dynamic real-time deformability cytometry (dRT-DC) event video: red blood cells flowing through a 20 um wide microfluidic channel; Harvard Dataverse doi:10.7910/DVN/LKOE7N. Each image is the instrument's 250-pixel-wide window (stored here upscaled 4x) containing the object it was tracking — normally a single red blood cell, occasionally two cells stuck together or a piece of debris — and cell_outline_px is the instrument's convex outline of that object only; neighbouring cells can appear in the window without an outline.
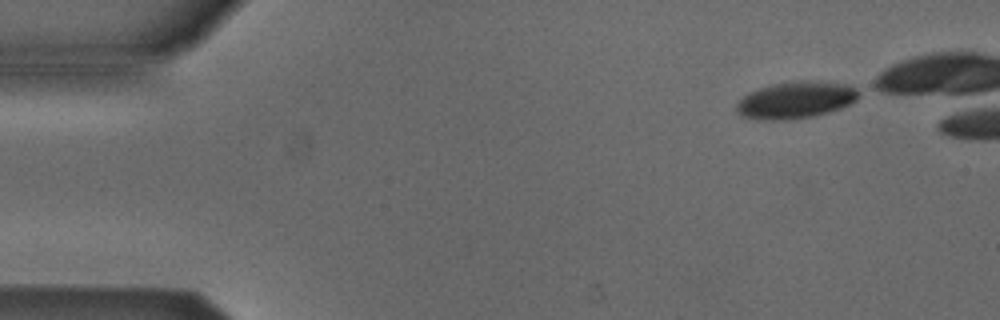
{"species": "Egyptian fruit bat (a non-hibernating species)", "species_latin": "Rousettus aegyptiacus", "temperature_condition": "cold", "stored_images_in_passage": 7, "camera_frame_rate_fps": 3000, "um_per_image_px": 0.085, "animal": {"sex": "male"}, "frame": {"image": 1, "passage_image": 1, "time_ms": 0.0, "image_size_px": [1000, 320], "cell_outline_px": [[856, 100], [840, 108], [828, 112], [812, 116], [776, 120], [768, 120], [744, 116], [736, 112], [736, 104], [748, 92], [772, 84], [796, 80], [820, 80], [848, 84], [856, 88]], "centroid_in_image_um": [67.63, 8.47], "position_along_channel_um": 17.4, "area_um2": 26.01}}
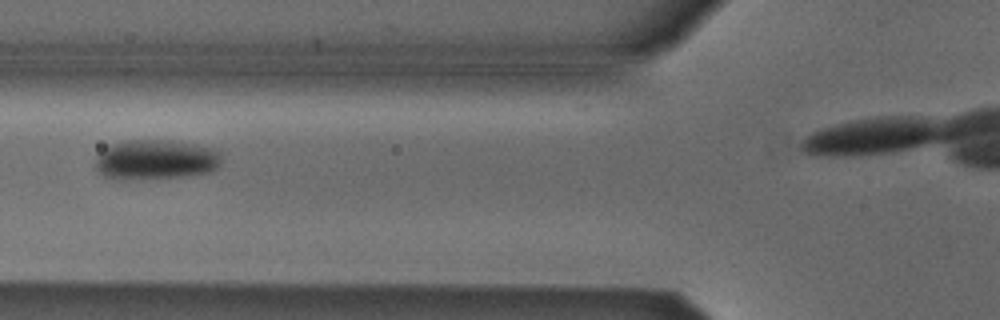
{"frame": {"image": 2, "passage_image": 5, "time_ms": 1.333, "image_size_px": [1000, 320], "cell_outline_px": [[220, 164], [212, 172], [188, 176], [128, 180], [116, 180], [104, 176], [96, 168], [96, 156], [104, 148], [112, 144], [124, 140], [172, 140], [196, 144], [212, 148], [220, 152]], "centroid_in_image_um": [13.23, 13.58], "position_along_channel_um": 112.6, "area_um2": 29.77}}
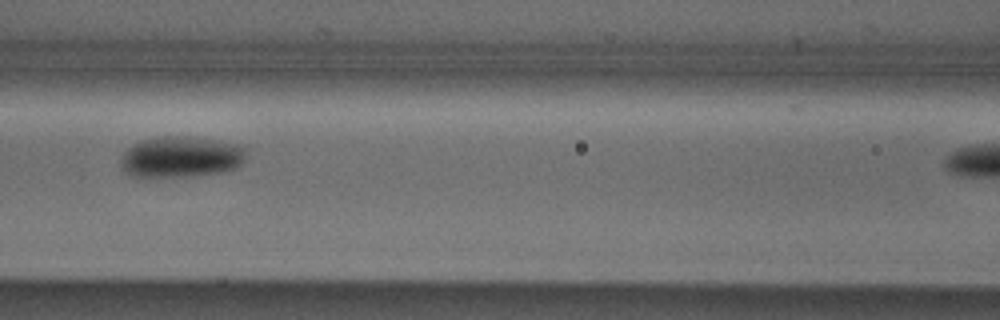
{"frame": {"image": 3, "passage_image": 6, "time_ms": 1.667, "image_size_px": [1000, 320], "cell_outline_px": [[244, 160], [236, 168], [224, 172], [196, 176], [144, 180], [132, 176], [124, 172], [120, 164], [120, 156], [128, 148], [140, 140], [156, 136], [192, 136], [240, 144], [244, 148]], "centroid_in_image_um": [15.3, 13.38], "position_along_channel_um": 151.3, "area_um2": 31.27}}